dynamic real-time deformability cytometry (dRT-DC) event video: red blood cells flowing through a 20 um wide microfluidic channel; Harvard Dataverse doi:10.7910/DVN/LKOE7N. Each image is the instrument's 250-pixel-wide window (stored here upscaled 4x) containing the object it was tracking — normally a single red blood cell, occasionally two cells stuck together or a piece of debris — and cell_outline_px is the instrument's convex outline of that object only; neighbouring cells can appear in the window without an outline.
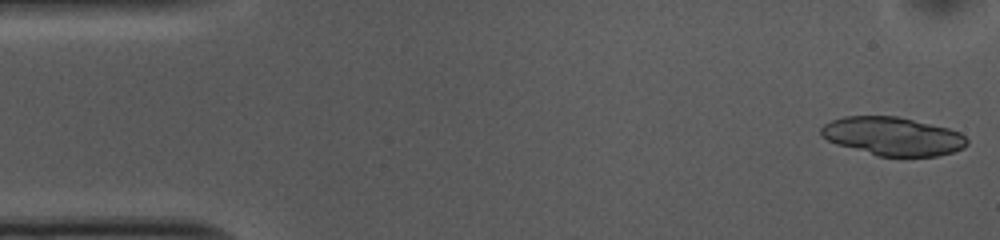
{"species": "common noctule bat (a hibernating species)", "species_latin": "Nyctalus noctula", "temperature_condition": "cold", "stored_images_in_passage": 51, "segment_of_instrument_passage": [1, 2], "camera_frame_rate_fps": 3000, "um_per_image_px": 0.085, "animal": {"sex": "female", "body_mass_g": 10.0, "forearm_length_mm": 53.1}, "frame": {"image": 1, "passage_image": 1, "time_ms": 0.0, "image_size_px": [1000, 240], "cell_outline_px": [[968, 144], [964, 148], [952, 152], [936, 156], [880, 156], [836, 144], [820, 136], [820, 128], [824, 124], [832, 120], [844, 116], [896, 116], [948, 128], [960, 132], [968, 140]], "centroid_in_image_um": [75.88, 11.58], "position_along_channel_um": 9.1, "area_um2": 32.54}}